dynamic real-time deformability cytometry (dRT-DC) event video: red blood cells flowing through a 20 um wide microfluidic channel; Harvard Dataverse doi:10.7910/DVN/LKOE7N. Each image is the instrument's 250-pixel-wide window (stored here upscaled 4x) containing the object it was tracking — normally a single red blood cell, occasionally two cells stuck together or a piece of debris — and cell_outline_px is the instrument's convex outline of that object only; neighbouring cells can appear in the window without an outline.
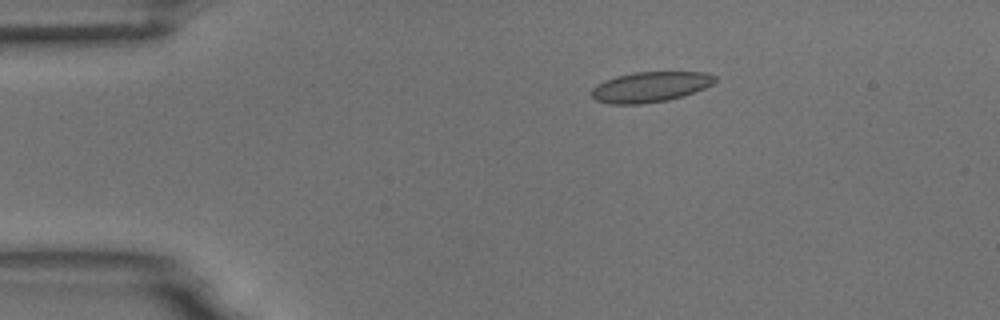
{"species": "common noctule bat (a hibernating species)", "species_latin": "Nyctalus noctula", "temperature_condition": "room temperature", "stored_images_in_passage": 6, "camera_frame_rate_fps": 3000, "um_per_image_px": 0.085, "animal": {"sex": "male", "body_mass_g": 18.8}, "frame": {"image": 1, "passage_image": 3, "time_ms": 0.667, "image_size_px": [1000, 320], "cell_outline_px": [[716, 80], [712, 84], [704, 88], [684, 96], [668, 100], [640, 104], [612, 104], [596, 100], [592, 96], [592, 88], [596, 84], [604, 80], [616, 76], [636, 72], [708, 72], [716, 76]], "centroid_in_image_um": [55.28, 7.38], "position_along_channel_um": 29.7, "area_um2": 21.85}}